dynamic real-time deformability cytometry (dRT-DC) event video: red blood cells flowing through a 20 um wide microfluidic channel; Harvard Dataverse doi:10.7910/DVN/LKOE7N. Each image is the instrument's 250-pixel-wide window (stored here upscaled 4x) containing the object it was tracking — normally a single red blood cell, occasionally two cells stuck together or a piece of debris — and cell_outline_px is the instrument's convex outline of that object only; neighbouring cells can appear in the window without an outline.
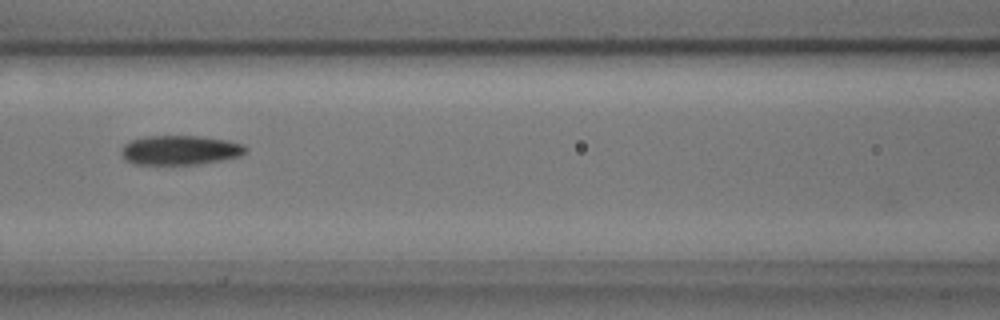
{"species": "common noctule bat (a hibernating species)", "species_latin": "Nyctalus noctula", "temperature_condition": "cold", "stored_images_in_passage": 7, "camera_frame_rate_fps": 3000, "um_per_image_px": 0.085, "animal": {"sex": "male", "body_mass_g": 17.9, "forearm_length_mm": 54.2}, "frame": {"image": 1, "passage_image": 6, "time_ms": 1.667, "image_size_px": [1000, 320], "cell_outline_px": [[248, 152], [240, 156], [220, 160], [196, 164], [132, 164], [124, 160], [120, 156], [120, 148], [124, 144], [132, 140], [148, 136], [200, 136], [228, 140], [244, 144], [248, 148]], "centroid_in_image_um": [15.29, 12.76], "position_along_channel_um": 151.3, "area_um2": 21.56}}
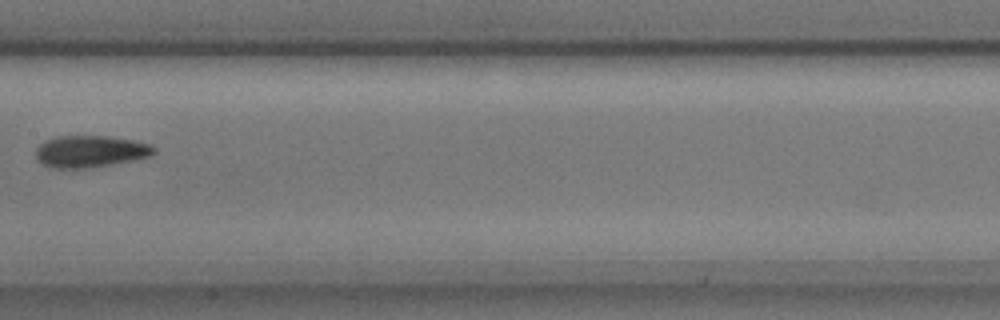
{"frame": {"image": 2, "passage_image": 7, "time_ms": 2.0, "image_size_px": [1000, 320], "cell_outline_px": [[156, 152], [148, 156], [132, 160], [112, 164], [88, 168], [52, 168], [40, 164], [36, 160], [36, 148], [44, 140], [56, 136], [108, 136], [132, 140], [152, 144], [156, 148]], "centroid_in_image_um": [7.63, 12.87], "position_along_channel_um": 199.8, "area_um2": 22.08}}